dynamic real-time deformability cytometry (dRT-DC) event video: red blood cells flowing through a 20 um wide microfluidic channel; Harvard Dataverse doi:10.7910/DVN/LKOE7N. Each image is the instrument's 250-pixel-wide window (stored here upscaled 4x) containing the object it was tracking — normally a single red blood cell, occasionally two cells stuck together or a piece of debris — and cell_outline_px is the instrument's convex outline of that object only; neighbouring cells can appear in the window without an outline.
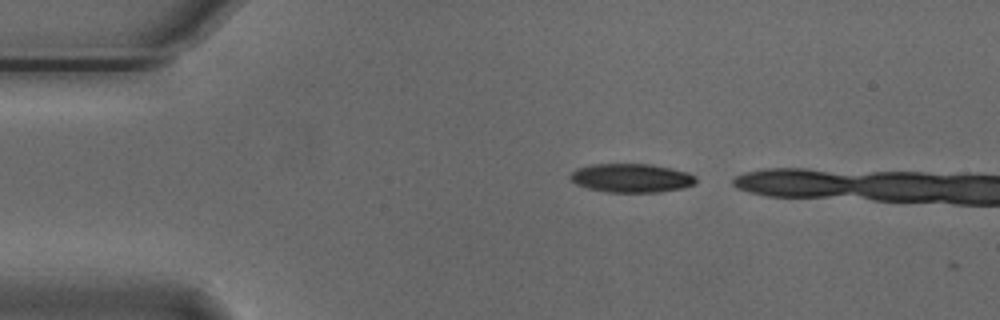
{"species": "Egyptian fruit bat (a non-hibernating species)", "species_latin": "Rousettus aegyptiacus", "temperature_condition": "cold", "stored_images_in_passage": 4, "camera_frame_rate_fps": 3000, "um_per_image_px": 0.085, "animal": {"sex": "male"}, "frame": {"image": 1, "passage_image": 1, "time_ms": 0.0, "image_size_px": [1000, 320], "cell_outline_px": [[696, 184], [684, 188], [660, 192], [608, 192], [588, 188], [576, 184], [568, 176], [576, 168], [592, 164], [652, 164], [688, 172], [696, 176]], "centroid_in_image_um": [53.69, 15.13], "position_along_channel_um": 31.3, "area_um2": 21.21}}